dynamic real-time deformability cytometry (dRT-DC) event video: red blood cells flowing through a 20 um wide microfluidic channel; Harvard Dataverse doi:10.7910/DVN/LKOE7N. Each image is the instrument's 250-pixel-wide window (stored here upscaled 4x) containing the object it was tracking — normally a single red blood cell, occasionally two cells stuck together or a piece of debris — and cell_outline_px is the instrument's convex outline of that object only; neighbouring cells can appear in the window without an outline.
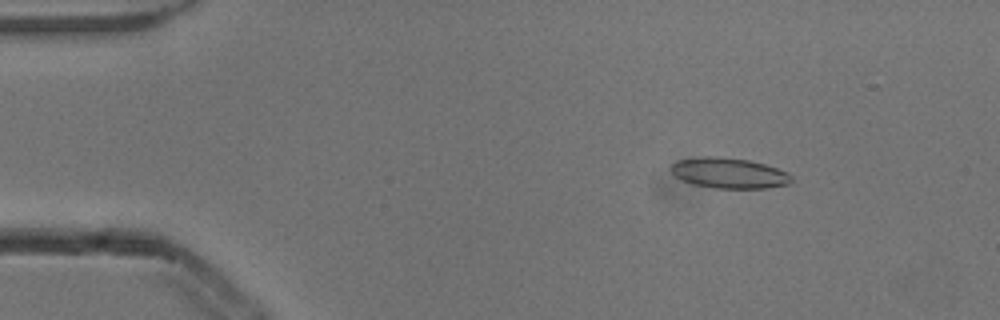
{"species": "common noctule bat (a hibernating species)", "species_latin": "Nyctalus noctula", "temperature_condition": "cold", "stored_images_in_passage": 46, "camera_frame_rate_fps": 3000, "um_per_image_px": 0.085, "animal": {"sex": "male", "body_mass_g": 13.3}, "frame": {"image": 1, "passage_image": 1, "time_ms": 0.0, "image_size_px": [1000, 320], "cell_outline_px": [[792, 184], [768, 188], [716, 188], [692, 184], [680, 180], [672, 172], [672, 164], [676, 160], [704, 156], [716, 156], [748, 160], [764, 164], [788, 172], [792, 176]], "centroid_in_image_um": [61.99, 14.72], "position_along_channel_um": 23.0, "area_um2": 21.5}}
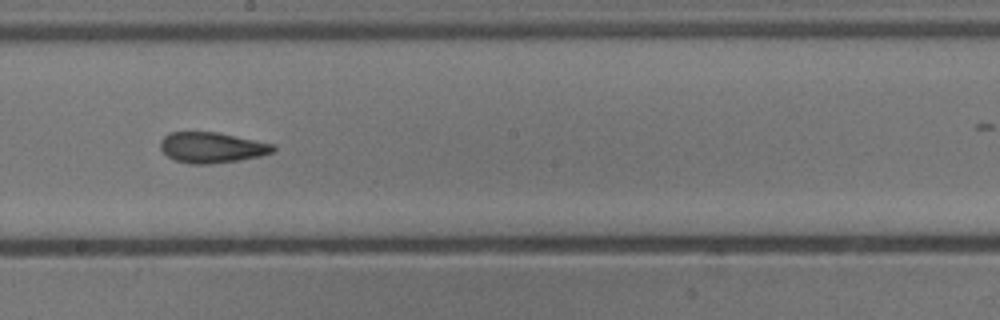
{"frame": {"image": 2, "passage_image": 23, "time_ms": 7.333, "image_size_px": [1000, 320], "cell_outline_px": [[276, 148], [272, 152], [260, 156], [240, 160], [208, 164], [192, 164], [176, 160], [168, 156], [160, 148], [160, 140], [168, 132], [216, 132], [276, 144]], "centroid_in_image_um": [18.01, 12.53], "position_along_channel_um": 230.2, "area_um2": 20.11}}
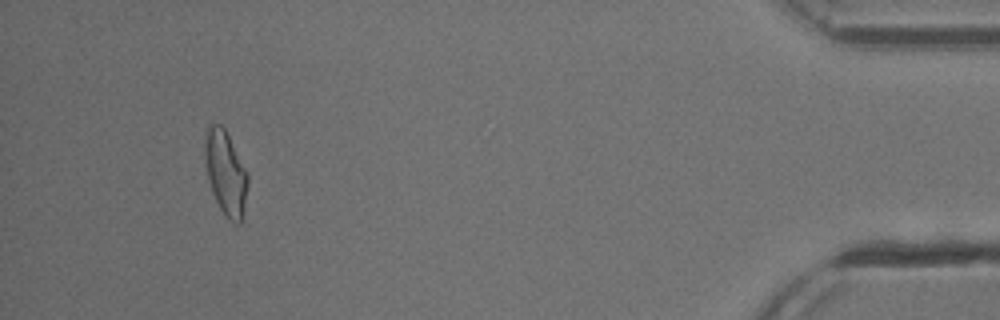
{"frame": {"image": 3, "passage_image": 43, "time_ms": 14.0, "image_size_px": [1000, 320], "cell_outline_px": [[248, 184], [244, 208], [240, 224], [236, 224], [228, 220], [220, 208], [212, 192], [208, 180], [204, 156], [204, 140], [208, 124], [220, 124], [224, 128], [248, 172]], "centroid_in_image_um": [19.17, 14.69], "position_along_channel_um": 416.0, "area_um2": 21.15}, "authors_computed_cell_mechanics": {"area_um2": 20.7502, "velocity_mm_per_s": 3.8686, "shape_relaxation_time_tau1_ms": null, "shape_relaxation_time_tau2_ms": 2.7154, "deformation_change_tau1": null, "deformation_change_tau2": 0.1144}}